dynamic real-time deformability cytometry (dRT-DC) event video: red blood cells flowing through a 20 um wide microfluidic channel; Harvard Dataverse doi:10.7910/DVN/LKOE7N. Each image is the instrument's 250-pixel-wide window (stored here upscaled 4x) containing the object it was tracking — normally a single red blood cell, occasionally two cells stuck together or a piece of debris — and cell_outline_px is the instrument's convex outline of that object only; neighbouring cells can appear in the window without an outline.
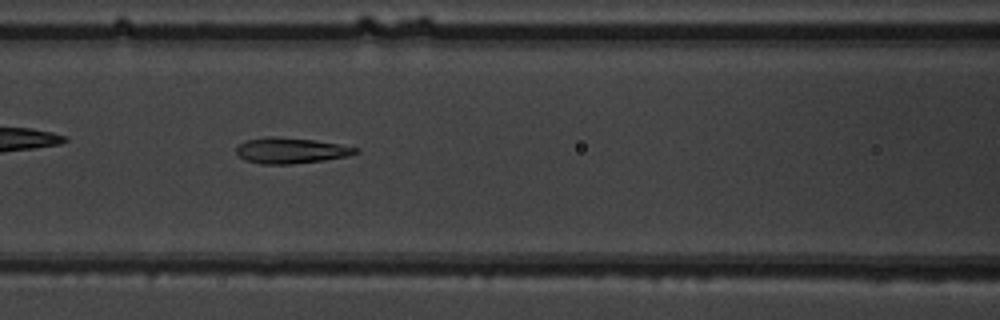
{"species": "common noctule bat (a hibernating species)", "species_latin": "Nyctalus noctula", "temperature_condition": "warm", "stored_images_in_passage": 36, "camera_frame_rate_fps": 3000, "um_per_image_px": 0.085, "animal": {"sex": "male", "body_mass_g": 19.5, "forearm_length_mm": 54.6}, "frame": {"image": 1, "passage_image": 8, "time_ms": 2.333, "image_size_px": [1000, 320], "cell_outline_px": [[360, 152], [344, 156], [324, 160], [292, 164], [260, 164], [244, 160], [236, 152], [236, 148], [244, 140], [264, 136], [272, 136], [312, 140], [340, 144], [360, 148]], "centroid_in_image_um": [24.69, 12.79], "position_along_channel_um": 141.9, "area_um2": 17.92}}
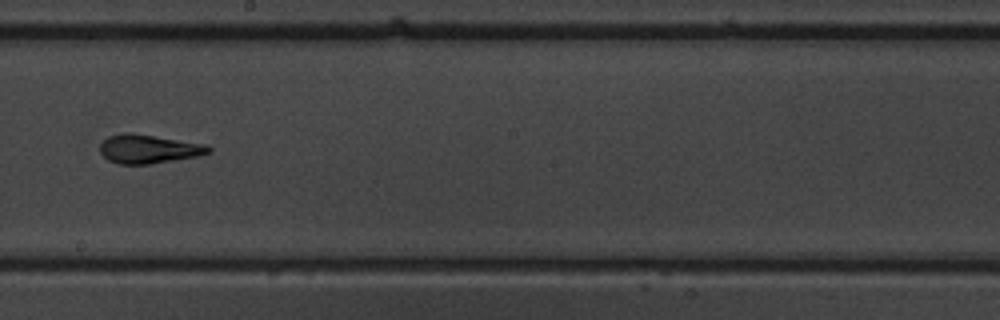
{"frame": {"image": 2, "passage_image": 15, "time_ms": 4.667, "image_size_px": [1000, 320], "cell_outline_px": [[212, 152], [196, 156], [148, 164], [116, 164], [108, 160], [100, 152], [100, 144], [108, 136], [124, 132], [132, 132], [208, 144], [212, 148]], "centroid_in_image_um": [12.63, 12.64], "position_along_channel_um": 235.6, "area_um2": 18.38}}
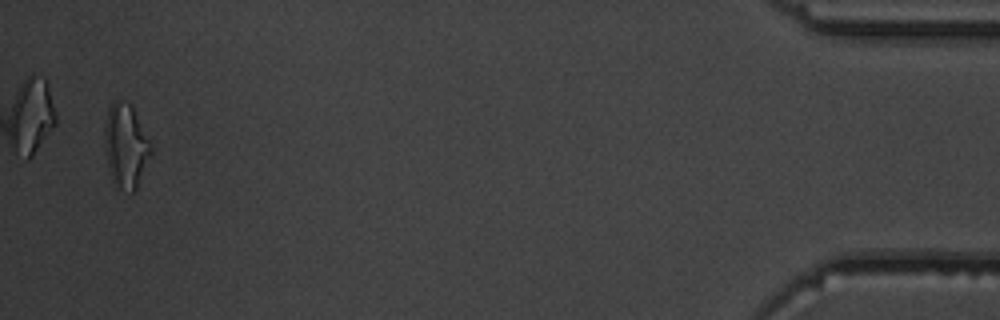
{"frame": {"image": 3, "passage_image": 35, "time_ms": 11.333, "image_size_px": [1000, 320], "cell_outline_px": [[152, 152], [136, 188], [132, 192], [120, 188], [112, 180], [108, 164], [104, 140], [104, 128], [108, 112], [112, 100], [120, 100], [128, 104], [132, 108], [152, 144]], "centroid_in_image_um": [10.69, 12.39], "position_along_channel_um": 424.5, "area_um2": 22.14}, "authors_computed_cell_mechanics": {"area_um2": 18.0914, "velocity_mm_per_s": 4.033, "shape_relaxation_time_tau1_ms": 5.5909, "shape_relaxation_time_tau2_ms": 2.1319, "deformation_change_tau1": 0.1841, "deformation_change_tau2": 0.1091}}